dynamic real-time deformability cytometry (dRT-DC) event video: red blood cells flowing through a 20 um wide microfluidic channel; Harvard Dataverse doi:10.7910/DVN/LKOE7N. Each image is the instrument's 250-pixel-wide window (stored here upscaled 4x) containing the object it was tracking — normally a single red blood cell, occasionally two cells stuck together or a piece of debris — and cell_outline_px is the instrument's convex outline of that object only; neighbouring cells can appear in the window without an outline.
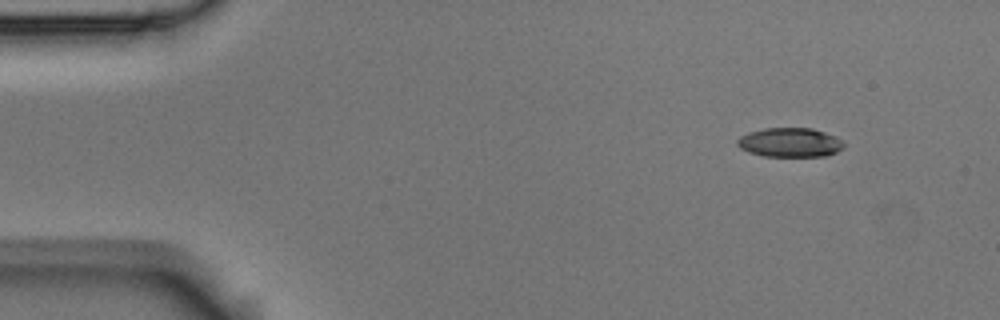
{"species": "Egyptian fruit bat (a non-hibernating species)", "species_latin": "Rousettus aegyptiacus", "temperature_condition": "room temperature", "stored_images_in_passage": 5, "camera_frame_rate_fps": 3000, "um_per_image_px": 0.085, "animal": {"sex": "male"}, "frame": {"image": 1, "passage_image": 1, "time_ms": 0.0, "image_size_px": [1000, 320], "cell_outline_px": [[844, 144], [836, 152], [824, 156], [764, 156], [748, 152], [740, 148], [736, 144], [736, 140], [740, 136], [748, 132], [764, 128], [812, 128], [836, 136], [844, 140]], "centroid_in_image_um": [67.12, 12.1], "position_along_channel_um": 17.9, "area_um2": 18.21}}
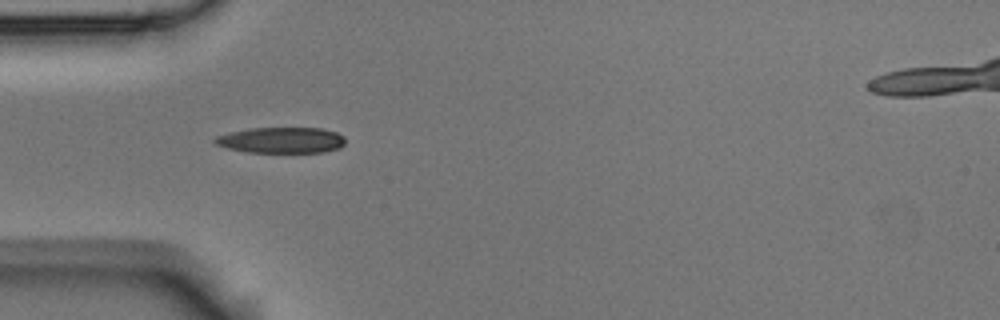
{"frame": {"image": 2, "passage_image": 4, "time_ms": 1.0, "image_size_px": [1000, 320], "cell_outline_px": [[344, 144], [340, 148], [324, 152], [248, 152], [228, 148], [216, 144], [212, 140], [216, 136], [232, 132], [252, 128], [320, 128], [336, 132], [344, 136]], "centroid_in_image_um": [23.94, 11.91], "position_along_channel_um": 61.1, "area_um2": 19.54}}
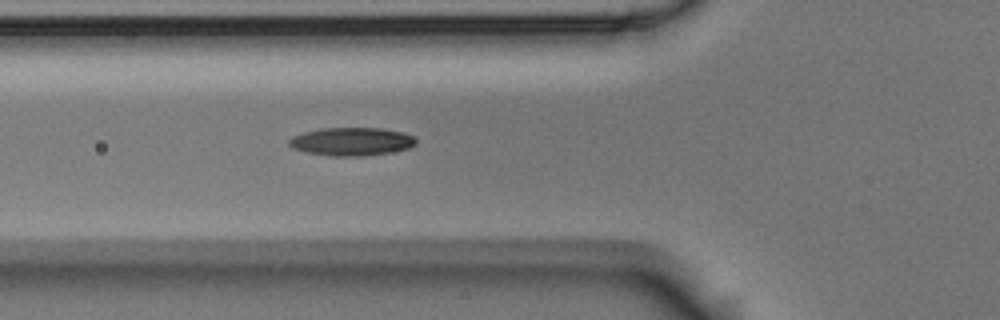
{"frame": {"image": 3, "passage_image": 5, "time_ms": 1.333, "image_size_px": [1000, 320], "cell_outline_px": [[416, 144], [408, 148], [388, 152], [364, 156], [332, 156], [304, 152], [292, 148], [288, 144], [288, 140], [292, 136], [304, 132], [320, 128], [380, 128], [404, 132], [412, 136], [416, 140]], "centroid_in_image_um": [29.84, 12.03], "position_along_channel_um": 96.0, "area_um2": 20.87}}